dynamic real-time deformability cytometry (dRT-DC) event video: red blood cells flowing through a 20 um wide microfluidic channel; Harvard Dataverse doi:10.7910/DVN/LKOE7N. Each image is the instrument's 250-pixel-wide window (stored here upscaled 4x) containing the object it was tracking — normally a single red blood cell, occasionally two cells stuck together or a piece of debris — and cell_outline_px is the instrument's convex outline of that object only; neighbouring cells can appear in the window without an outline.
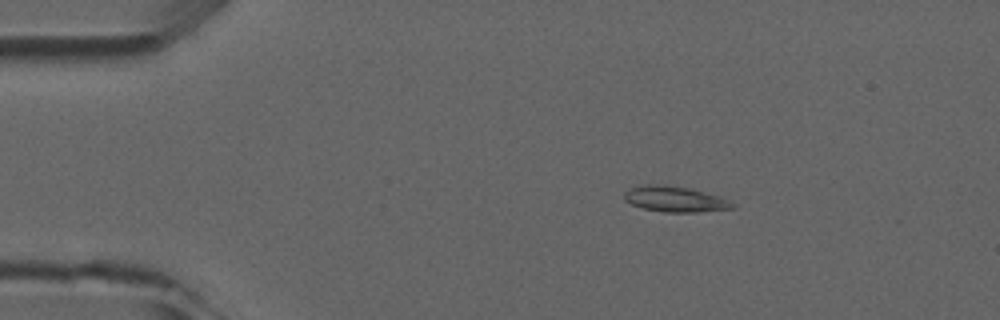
{"species": "common noctule bat (a hibernating species)", "species_latin": "Nyctalus noctula", "temperature_condition": "room temperature", "stored_images_in_passage": 4, "camera_frame_rate_fps": 3000, "um_per_image_px": 0.085, "animal": {"sex": "male", "forearm_length_mm": 52.5}, "frame": {"image": 1, "passage_image": 1, "time_ms": 0.0, "image_size_px": [1000, 320], "cell_outline_px": [[736, 208], [696, 212], [664, 212], [644, 208], [632, 204], [624, 200], [624, 192], [632, 188], [644, 184], [664, 184], [692, 188], [720, 196], [736, 204]], "centroid_in_image_um": [57.41, 16.91], "position_along_channel_um": 27.6, "area_um2": 16.3}}
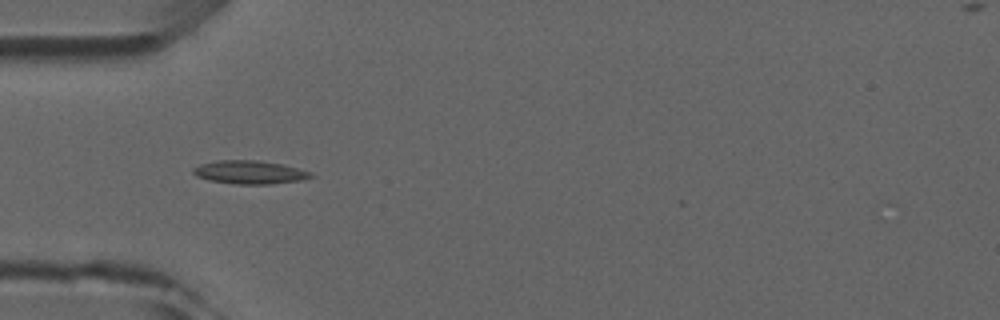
{"frame": {"image": 2, "passage_image": 3, "time_ms": 2.333, "image_size_px": [1000, 320], "cell_outline_px": [[312, 176], [300, 180], [268, 184], [236, 184], [208, 180], [196, 176], [192, 172], [192, 168], [200, 164], [216, 160], [256, 160], [280, 164], [312, 172]], "centroid_in_image_um": [21.14, 14.64], "position_along_channel_um": 63.9, "area_um2": 15.84}}
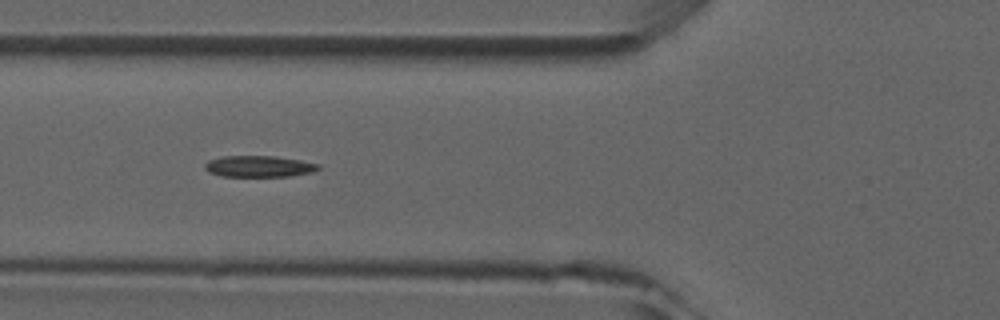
{"frame": {"image": 3, "passage_image": 4, "time_ms": 3.333, "image_size_px": [1000, 320], "cell_outline_px": [[320, 168], [312, 172], [288, 176], [220, 176], [208, 172], [204, 168], [204, 164], [208, 160], [224, 156], [272, 156], [300, 160], [320, 164]], "centroid_in_image_um": [21.98, 14.14], "position_along_channel_um": 103.8, "area_um2": 14.05}}